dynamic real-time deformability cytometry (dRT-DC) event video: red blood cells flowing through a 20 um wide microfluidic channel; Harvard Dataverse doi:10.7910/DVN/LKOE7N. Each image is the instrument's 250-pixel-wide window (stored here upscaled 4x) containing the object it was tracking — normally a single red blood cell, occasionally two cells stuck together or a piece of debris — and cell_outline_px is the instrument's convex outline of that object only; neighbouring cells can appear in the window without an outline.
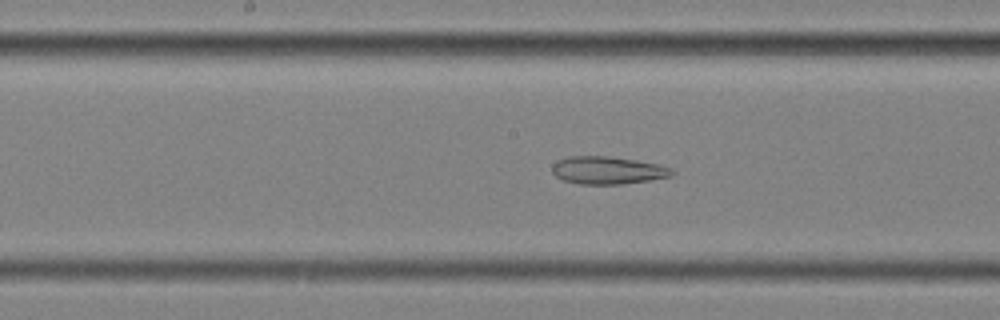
{"species": "common noctule bat (a hibernating species)", "species_latin": "Nyctalus noctula", "temperature_condition": "cold", "stored_images_in_passage": 55, "camera_frame_rate_fps": 3000, "um_per_image_px": 0.085, "animal": {"sex": "female", "body_mass_g": 25.1}, "frame": {"image": 1, "passage_image": 27, "time_ms": 8.667, "image_size_px": [1000, 320], "cell_outline_px": [[676, 172], [672, 176], [652, 180], [624, 184], [580, 184], [564, 180], [556, 176], [552, 172], [552, 164], [556, 160], [568, 156], [608, 156], [636, 160], [660, 164], [672, 168]], "centroid_in_image_um": [51.68, 14.47], "position_along_channel_um": 196.5, "area_um2": 19.59}}
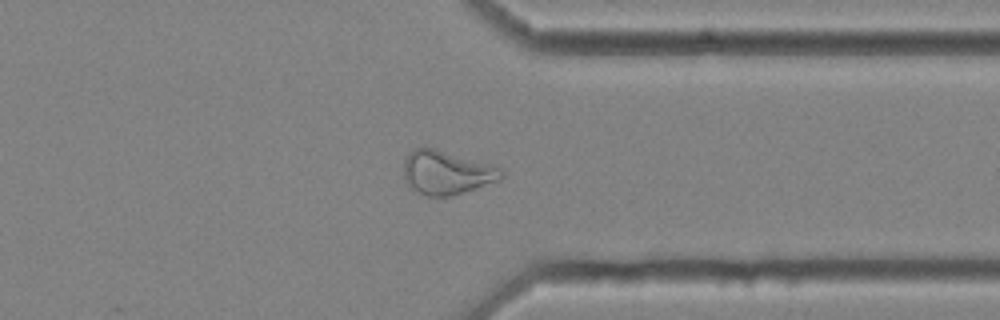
{"frame": {"image": 2, "passage_image": 42, "time_ms": 13.667, "image_size_px": [1000, 320], "cell_outline_px": [[504, 176], [500, 180], [448, 196], [428, 196], [412, 188], [408, 184], [404, 176], [404, 160], [408, 152], [424, 144], [500, 168], [504, 172]], "centroid_in_image_um": [37.92, 14.62], "position_along_channel_um": 373.5, "area_um2": 24.68}}
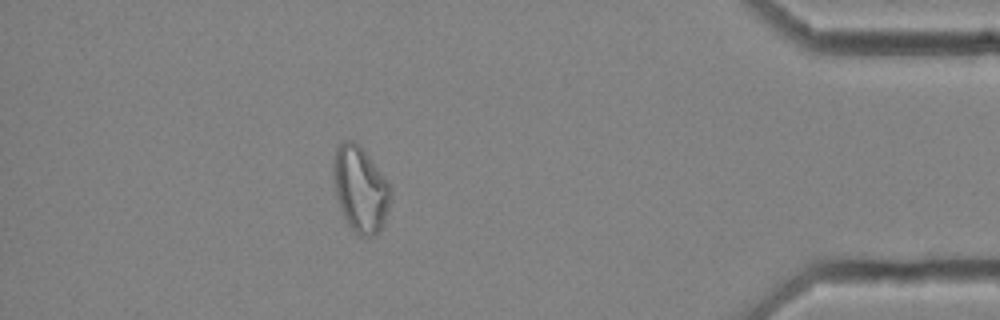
{"frame": {"image": 3, "passage_image": 48, "time_ms": 15.667, "image_size_px": [1000, 320], "cell_outline_px": [[392, 196], [384, 224], [380, 232], [372, 236], [360, 236], [348, 224], [340, 208], [336, 196], [336, 148], [344, 140], [352, 140], [360, 144], [392, 188]], "centroid_in_image_um": [30.7, 16.12], "position_along_channel_um": 404.5, "area_um2": 27.98}, "authors_computed_cell_mechanics": {"area_um2": 26.588, "velocity_mm_per_s": 3.5541, "shape_relaxation_time_tau1_ms": null, "shape_relaxation_time_tau2_ms": 5.598, "deformation_change_tau1": null, "deformation_change_tau2": 0.1527}}